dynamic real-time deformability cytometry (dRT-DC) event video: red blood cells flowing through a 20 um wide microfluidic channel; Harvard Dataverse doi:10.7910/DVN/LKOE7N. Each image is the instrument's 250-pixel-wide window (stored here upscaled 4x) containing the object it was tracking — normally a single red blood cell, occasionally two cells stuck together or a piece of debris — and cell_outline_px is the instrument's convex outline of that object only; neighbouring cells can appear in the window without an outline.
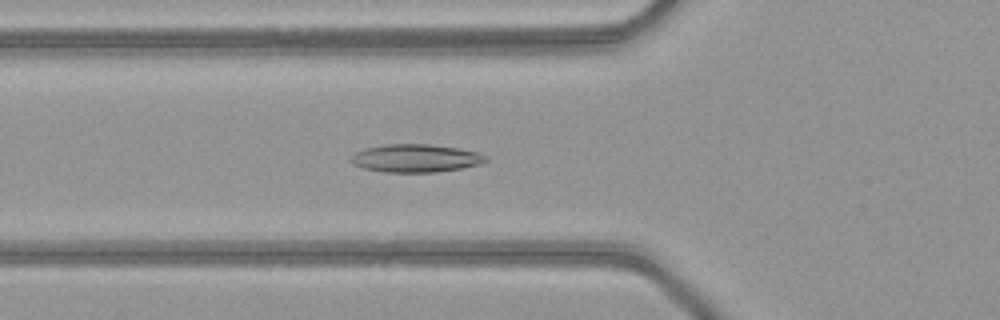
{"species": "common noctule bat (a hibernating species)", "species_latin": "Nyctalus noctula", "temperature_condition": "warm", "stored_images_in_passage": 51, "camera_frame_rate_fps": 3000, "um_per_image_px": 0.085, "animal": {"sex": "female", "body_mass_g": 21.9}, "frame": {"image": 1, "passage_image": 19, "time_ms": 6.0, "image_size_px": [1000, 320], "cell_outline_px": [[488, 160], [480, 164], [460, 168], [436, 172], [384, 172], [364, 168], [352, 164], [348, 160], [348, 156], [364, 148], [384, 144], [428, 144], [456, 148], [476, 152], [488, 156]], "centroid_in_image_um": [35.26, 13.45], "position_along_channel_um": 90.5, "area_um2": 22.08}}
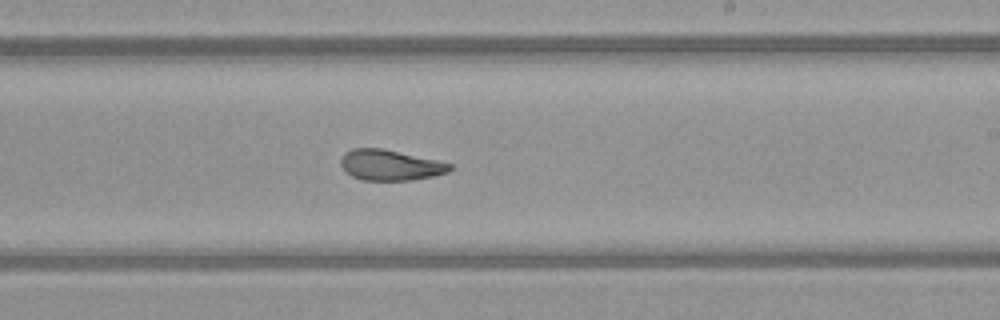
{"frame": {"image": 2, "passage_image": 31, "time_ms": 10.0, "image_size_px": [1000, 320], "cell_outline_px": [[452, 168], [448, 172], [432, 176], [412, 180], [364, 180], [352, 176], [340, 164], [340, 160], [344, 152], [352, 148], [384, 148], [436, 160], [452, 164]], "centroid_in_image_um": [33.15, 14.02], "position_along_channel_um": 255.8, "area_um2": 19.36}}
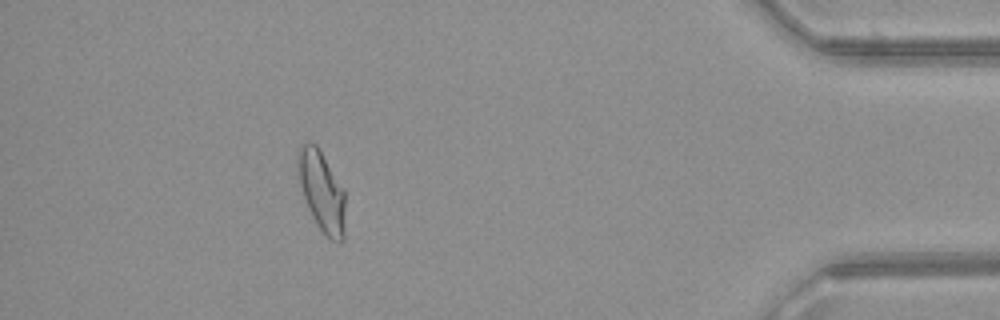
{"frame": {"image": 3, "passage_image": 46, "time_ms": 15.0, "image_size_px": [1000, 320], "cell_outline_px": [[344, 240], [340, 244], [332, 240], [316, 224], [308, 208], [296, 172], [296, 156], [300, 144], [304, 140], [312, 140], [316, 144], [344, 188]], "centroid_in_image_um": [27.31, 16.18], "position_along_channel_um": 407.9, "area_um2": 22.54}, "authors_computed_cell_mechanics": {"area_um2": 21.964, "velocity_mm_per_s": 4.1115, "shape_relaxation_time_tau1_ms": null, "shape_relaxation_time_tau2_ms": 1.9772, "deformation_change_tau1": null, "deformation_change_tau2": 0.0806}}